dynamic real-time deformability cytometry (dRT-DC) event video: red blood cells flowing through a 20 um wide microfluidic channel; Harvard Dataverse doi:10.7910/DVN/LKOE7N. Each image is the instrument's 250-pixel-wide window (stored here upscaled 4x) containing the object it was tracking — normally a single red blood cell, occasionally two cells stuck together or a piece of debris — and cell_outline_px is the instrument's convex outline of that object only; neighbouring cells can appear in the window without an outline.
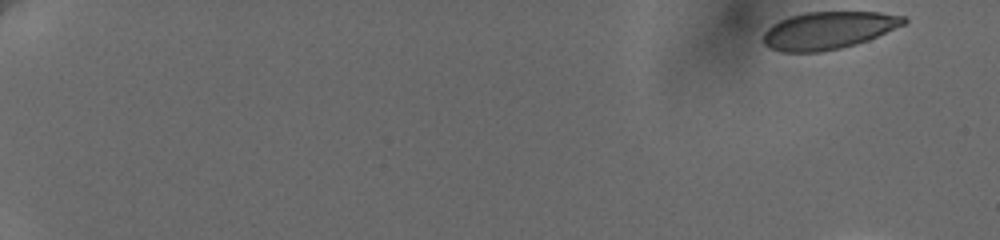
{"species": "human", "species_latin": "Homo sapiens", "temperature_condition": "cold", "stored_images_in_passage": 20, "camera_frame_rate_fps": 3000, "um_per_image_px": 0.085, "donor": {"sex": "female"}, "frame": {"image": 1, "passage_image": 1, "time_ms": 0.0, "image_size_px": [1000, 240], "cell_outline_px": [[908, 20], [904, 24], [868, 40], [856, 44], [840, 48], [820, 52], [780, 52], [764, 44], [764, 32], [772, 24], [788, 16], [804, 12], [880, 12], [904, 16]], "centroid_in_image_um": [70.39, 2.57], "position_along_channel_um": 14.6, "area_um2": 30.63}}